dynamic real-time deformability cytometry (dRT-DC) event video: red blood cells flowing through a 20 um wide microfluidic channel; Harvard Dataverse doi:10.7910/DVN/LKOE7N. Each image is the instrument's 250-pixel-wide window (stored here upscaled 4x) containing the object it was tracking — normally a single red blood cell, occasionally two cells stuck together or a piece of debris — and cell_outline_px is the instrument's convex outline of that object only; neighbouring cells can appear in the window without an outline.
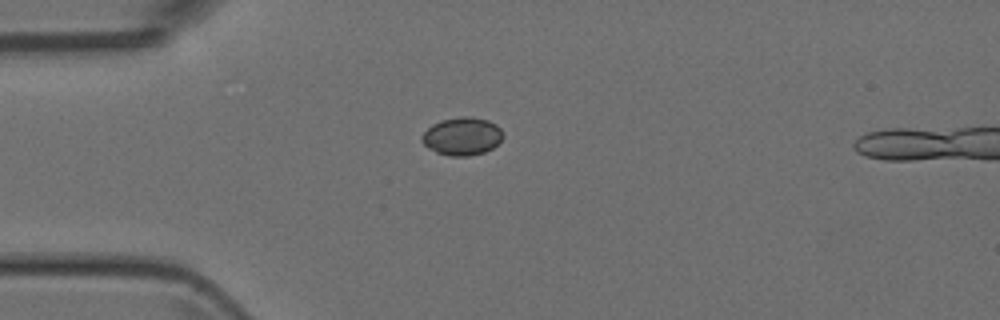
{"species": "Egyptian fruit bat (a non-hibernating species)", "species_latin": "Rousettus aegyptiacus", "temperature_condition": "room temperature", "stored_images_in_passage": 2, "camera_frame_rate_fps": 3000, "um_per_image_px": 0.085, "animal": {"sex": "female"}, "frame": {"image": 1, "passage_image": 1, "time_ms": 0.0, "image_size_px": [1000, 320], "cell_outline_px": [[504, 136], [492, 148], [484, 152], [468, 156], [448, 156], [436, 152], [428, 148], [420, 140], [420, 136], [432, 124], [440, 120], [460, 116], [472, 116], [488, 120], [496, 124], [500, 128]], "centroid_in_image_um": [39.26, 11.57], "position_along_channel_um": 45.7, "area_um2": 18.09}}